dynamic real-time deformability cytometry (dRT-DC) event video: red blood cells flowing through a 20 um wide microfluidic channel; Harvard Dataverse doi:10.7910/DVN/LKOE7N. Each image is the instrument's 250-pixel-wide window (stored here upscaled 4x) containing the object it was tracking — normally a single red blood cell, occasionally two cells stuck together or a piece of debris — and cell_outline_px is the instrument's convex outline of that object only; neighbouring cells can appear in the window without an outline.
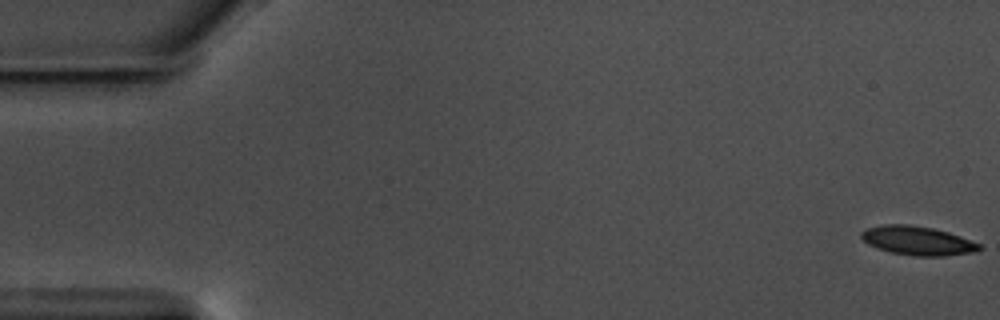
{"species": "common noctule bat (a hibernating species)", "species_latin": "Nyctalus noctula", "temperature_condition": "warm", "stored_images_in_passage": 59, "camera_frame_rate_fps": 3000, "um_per_image_px": 0.085, "animal": {"sex": "male", "body_mass_g": 17.5, "forearm_length_mm": 52.3}, "frame": {"image": 1, "passage_image": 1, "time_ms": 0.0, "image_size_px": [1000, 320], "cell_outline_px": [[984, 248], [972, 252], [944, 256], [916, 256], [892, 252], [876, 248], [868, 244], [860, 236], [860, 232], [864, 228], [884, 224], [908, 224], [932, 228], [948, 232], [960, 236], [980, 244]], "centroid_in_image_um": [77.96, 20.45], "position_along_channel_um": 7.0, "area_um2": 19.88}}
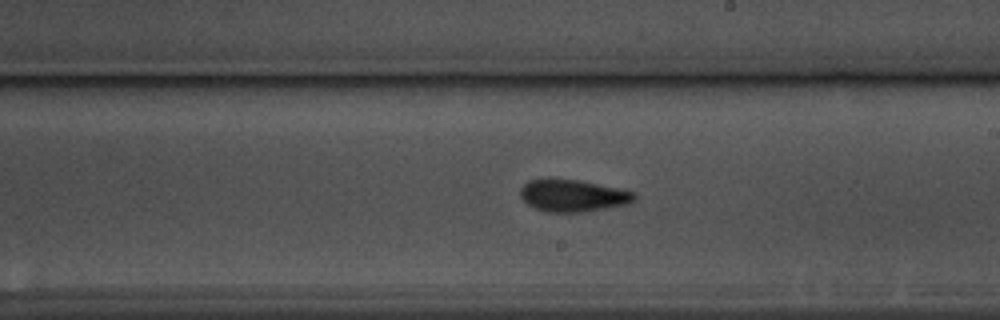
{"frame": {"image": 2, "passage_image": 34, "time_ms": 11.0, "image_size_px": [1000, 320], "cell_outline_px": [[636, 200], [628, 204], [580, 212], [548, 212], [532, 208], [520, 196], [520, 188], [528, 180], [580, 180], [636, 192]], "centroid_in_image_um": [48.7, 16.64], "position_along_channel_um": 240.3, "area_um2": 21.1}}
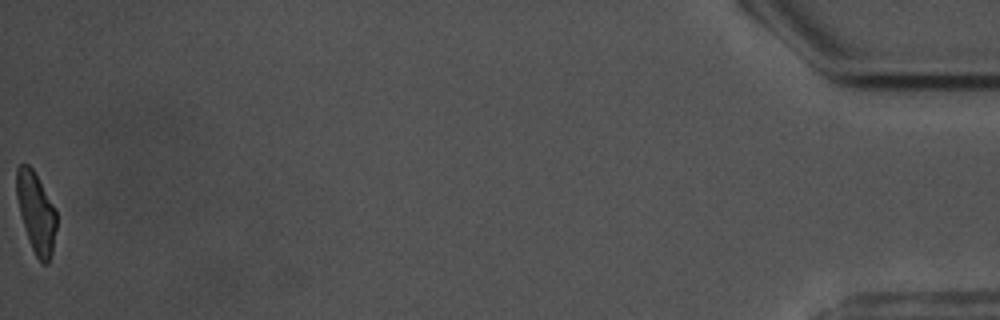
{"frame": {"image": 3, "passage_image": 59, "time_ms": 19.333, "image_size_px": [1000, 320], "cell_outline_px": [[56, 228], [52, 252], [48, 264], [44, 264], [36, 256], [32, 248], [20, 212], [16, 196], [16, 168], [20, 164], [28, 164], [32, 168], [52, 204], [56, 212]], "centroid_in_image_um": [3.06, 18.05], "position_along_channel_um": 432.1, "area_um2": 18.21}, "authors_computed_cell_mechanics": {"area_um2": 20.4034, "velocity_mm_per_s": 3.5318, "shape_relaxation_time_tau1_ms": 4.6853, "shape_relaxation_time_tau2_ms": 2.5119, "deformation_change_tau1": 0.1531, "deformation_change_tau2": 0.0962}}